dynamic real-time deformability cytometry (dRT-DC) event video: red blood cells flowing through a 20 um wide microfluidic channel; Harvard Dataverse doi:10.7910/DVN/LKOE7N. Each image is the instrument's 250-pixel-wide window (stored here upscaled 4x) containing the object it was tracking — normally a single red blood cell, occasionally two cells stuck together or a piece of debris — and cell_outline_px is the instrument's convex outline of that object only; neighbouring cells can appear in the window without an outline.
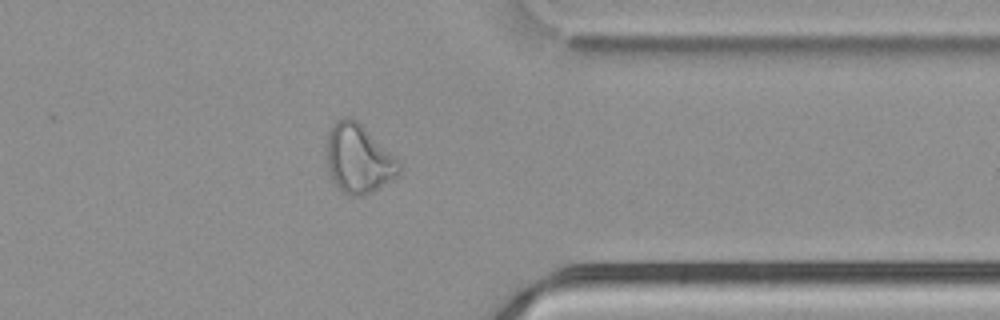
{"species": "common noctule bat (a hibernating species)", "species_latin": "Nyctalus noctula", "temperature_condition": "cold", "stored_images_in_passage": 36, "camera_frame_rate_fps": 3000, "um_per_image_px": 0.085, "animal": {"sex": "male", "body_mass_g": 21.5, "forearm_length_mm": 52.0}, "frame": {"image": 1, "passage_image": 26, "time_ms": 8.333, "image_size_px": [1000, 320], "cell_outline_px": [[400, 172], [392, 180], [372, 192], [364, 196], [356, 196], [344, 192], [336, 188], [332, 184], [324, 164], [324, 148], [328, 132], [332, 124], [336, 120], [344, 116], [352, 116], [400, 160]], "centroid_in_image_um": [30.39, 13.49], "position_along_channel_um": 381.0, "area_um2": 30.17}}